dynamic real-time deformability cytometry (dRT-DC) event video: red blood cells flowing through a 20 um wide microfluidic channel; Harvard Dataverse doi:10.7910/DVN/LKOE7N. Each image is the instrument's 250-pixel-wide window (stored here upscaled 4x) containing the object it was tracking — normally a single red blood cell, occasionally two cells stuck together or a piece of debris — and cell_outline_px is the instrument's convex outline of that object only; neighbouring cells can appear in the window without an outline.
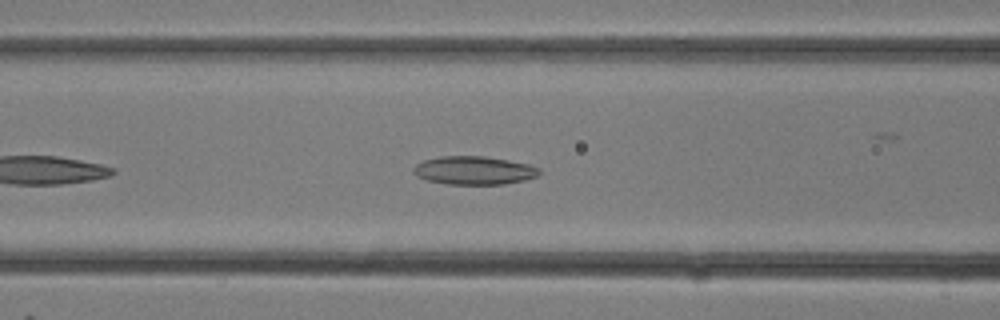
{"species": "common noctule bat (a hibernating species)", "species_latin": "Nyctalus noctula", "temperature_condition": "room temperature", "stored_images_in_passage": 17, "camera_frame_rate_fps": 3000, "um_per_image_px": 0.085, "animal": {"sex": "female"}, "frame": {"image": 1, "passage_image": 13, "time_ms": 4.0, "image_size_px": [1000, 320], "cell_outline_px": [[540, 172], [536, 176], [524, 180], [504, 184], [448, 184], [428, 180], [416, 176], [412, 172], [412, 168], [416, 164], [424, 160], [440, 156], [484, 156], [508, 160], [528, 164], [540, 168]], "centroid_in_image_um": [40.26, 14.48], "position_along_channel_um": 126.3, "area_um2": 20.75}}
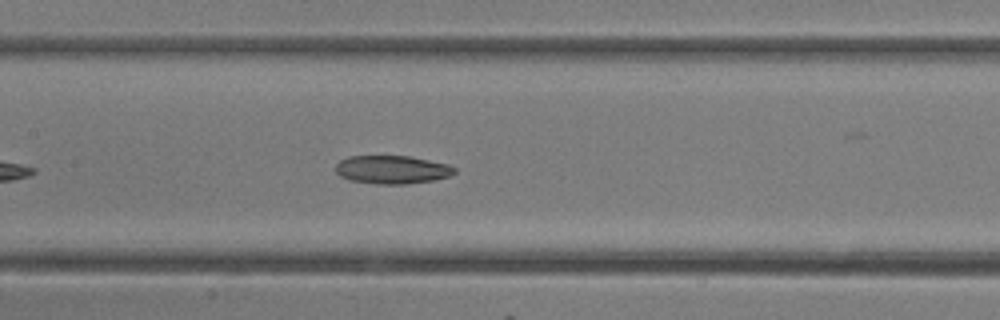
{"frame": {"image": 2, "passage_image": 15, "time_ms": 4.667, "image_size_px": [1000, 320], "cell_outline_px": [[456, 172], [448, 176], [436, 180], [408, 184], [376, 184], [352, 180], [340, 176], [336, 172], [336, 164], [340, 160], [348, 156], [408, 156], [448, 164], [456, 168]], "centroid_in_image_um": [33.34, 14.42], "position_along_channel_um": 174.1, "area_um2": 19.59}}
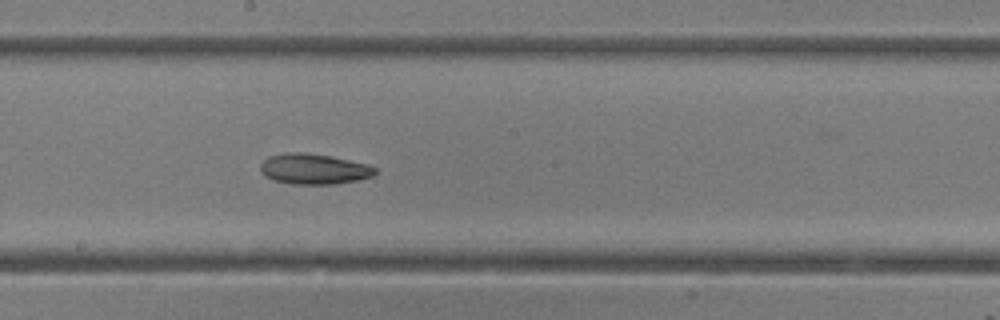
{"frame": {"image": 3, "passage_image": 17, "time_ms": 5.333, "image_size_px": [1000, 320], "cell_outline_px": [[376, 172], [372, 176], [356, 180], [336, 184], [292, 184], [272, 180], [260, 172], [260, 164], [268, 156], [288, 152], [304, 152], [328, 156], [368, 164], [376, 168]], "centroid_in_image_um": [26.64, 14.36], "position_along_channel_um": 221.6, "area_um2": 20.35}}